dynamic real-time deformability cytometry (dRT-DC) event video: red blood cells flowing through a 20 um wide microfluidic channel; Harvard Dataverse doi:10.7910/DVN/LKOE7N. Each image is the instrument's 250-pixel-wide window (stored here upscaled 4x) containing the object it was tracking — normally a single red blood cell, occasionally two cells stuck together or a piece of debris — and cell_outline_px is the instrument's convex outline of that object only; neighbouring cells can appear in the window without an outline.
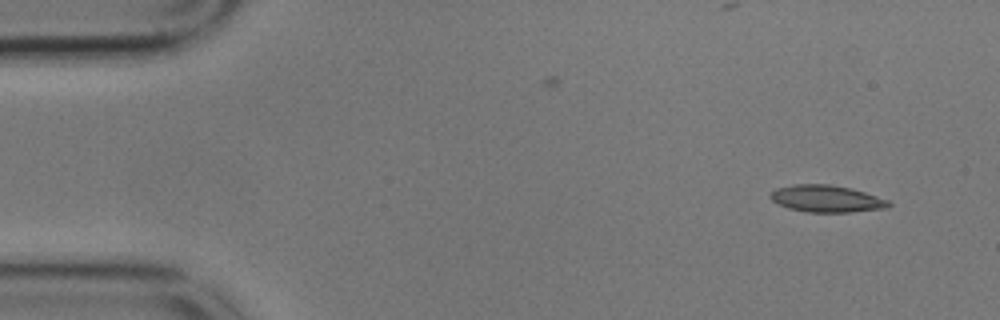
{"species": "common noctule bat (a hibernating species)", "species_latin": "Nyctalus noctula", "temperature_condition": "cold", "stored_images_in_passage": 7, "camera_frame_rate_fps": 3000, "um_per_image_px": 0.085, "animal": {"sex": "male", "body_mass_g": 17.9}, "frame": {"image": 1, "passage_image": 1, "time_ms": 0.0, "image_size_px": [1000, 320], "cell_outline_px": [[892, 204], [888, 208], [848, 212], [808, 212], [788, 208], [772, 200], [768, 196], [776, 188], [792, 184], [828, 184], [852, 188], [888, 200]], "centroid_in_image_um": [70.25, 16.88], "position_along_channel_um": 14.7, "area_um2": 18.55}}